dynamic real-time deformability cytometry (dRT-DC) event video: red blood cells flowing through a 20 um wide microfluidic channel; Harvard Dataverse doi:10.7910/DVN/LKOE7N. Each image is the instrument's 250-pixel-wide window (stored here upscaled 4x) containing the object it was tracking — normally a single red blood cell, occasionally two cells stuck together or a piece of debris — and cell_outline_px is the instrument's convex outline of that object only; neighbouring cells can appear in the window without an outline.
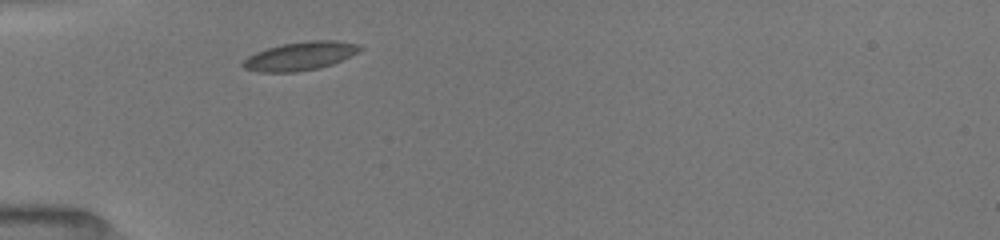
{"species": "common noctule bat (a hibernating species)", "species_latin": "Nyctalus noctula", "temperature_condition": "room temperature", "stored_images_in_passage": 16, "camera_frame_rate_fps": 3000, "um_per_image_px": 0.085, "animal": {"sex": "female", "body_mass_g": 19.5, "forearm_length_mm": 54.1}, "frame": {"image": 1, "passage_image": 1, "time_ms": 0.0, "image_size_px": [1000, 240], "cell_outline_px": [[364, 48], [360, 52], [352, 56], [332, 64], [320, 68], [296, 72], [260, 72], [244, 68], [240, 64], [248, 56], [256, 52], [280, 44], [308, 40], [336, 40], [360, 44]], "centroid_in_image_um": [25.57, 4.75], "position_along_channel_um": 59.4, "area_um2": 19.71}}
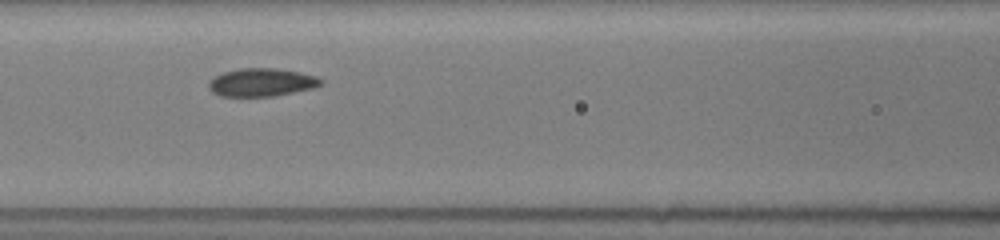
{"frame": {"image": 2, "passage_image": 6, "time_ms": 2.333, "image_size_px": [1000, 240], "cell_outline_px": [[324, 84], [312, 88], [272, 96], [220, 96], [212, 92], [208, 88], [208, 84], [216, 76], [224, 72], [240, 68], [276, 68], [300, 72], [316, 76], [324, 80]], "centroid_in_image_um": [22.26, 6.99], "position_along_channel_um": 144.3, "area_um2": 18.26}}
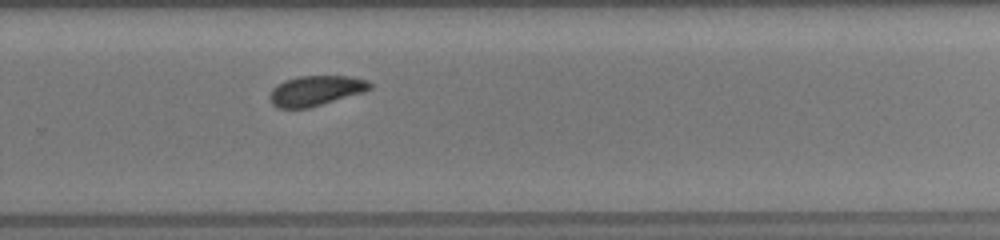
{"frame": {"image": 3, "passage_image": 16, "time_ms": 6.333, "image_size_px": [1000, 240], "cell_outline_px": [[372, 88], [364, 92], [308, 108], [276, 108], [272, 104], [268, 96], [272, 88], [284, 80], [296, 76], [348, 76], [368, 80], [372, 84]], "centroid_in_image_um": [26.82, 7.7], "position_along_channel_um": 303.0, "area_um2": 17.69}}